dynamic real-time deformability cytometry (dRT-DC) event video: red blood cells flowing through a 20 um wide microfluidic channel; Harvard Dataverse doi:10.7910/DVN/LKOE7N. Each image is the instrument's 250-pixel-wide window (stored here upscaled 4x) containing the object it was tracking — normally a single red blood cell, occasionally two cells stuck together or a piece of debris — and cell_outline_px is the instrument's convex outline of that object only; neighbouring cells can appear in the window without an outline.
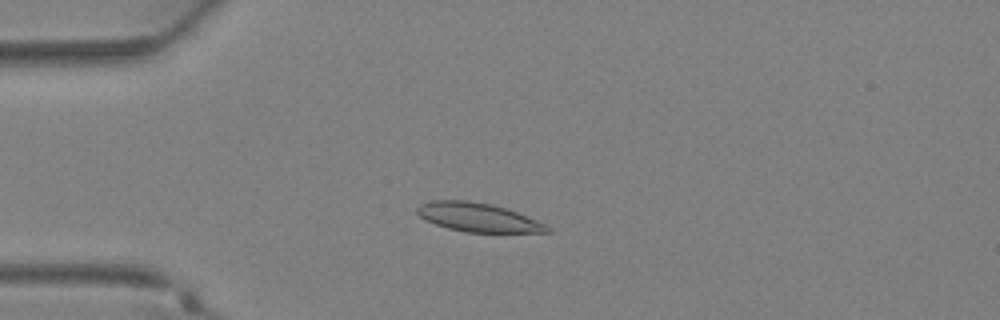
{"species": "Egyptian fruit bat (a non-hibernating species)", "species_latin": "Rousettus aegyptiacus", "temperature_condition": "warm", "stored_images_in_passage": 36, "camera_frame_rate_fps": 3000, "um_per_image_px": 0.085, "animal": {"sex": "female"}, "frame": {"image": 1, "passage_image": 9, "time_ms": 2.667, "image_size_px": [1000, 320], "cell_outline_px": [[552, 232], [464, 232], [448, 228], [424, 220], [416, 212], [416, 208], [420, 204], [428, 200], [468, 200], [492, 204], [516, 212], [536, 220], [552, 228]], "centroid_in_image_um": [40.58, 18.47], "position_along_channel_um": 44.4, "area_um2": 21.79}}
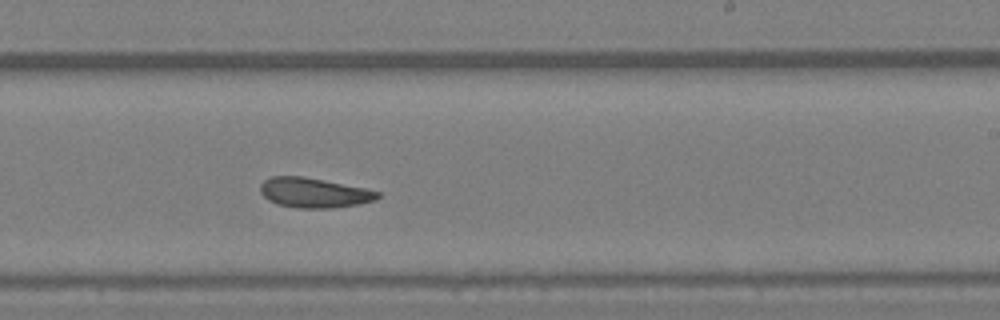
{"frame": {"image": 2, "passage_image": 22, "time_ms": 7.0, "image_size_px": [1000, 320], "cell_outline_px": [[380, 196], [376, 200], [360, 204], [332, 208], [296, 208], [276, 204], [268, 200], [260, 192], [260, 184], [264, 180], [272, 176], [304, 176], [364, 188], [380, 192]], "centroid_in_image_um": [26.67, 16.39], "position_along_channel_um": 262.3, "area_um2": 20.52}}
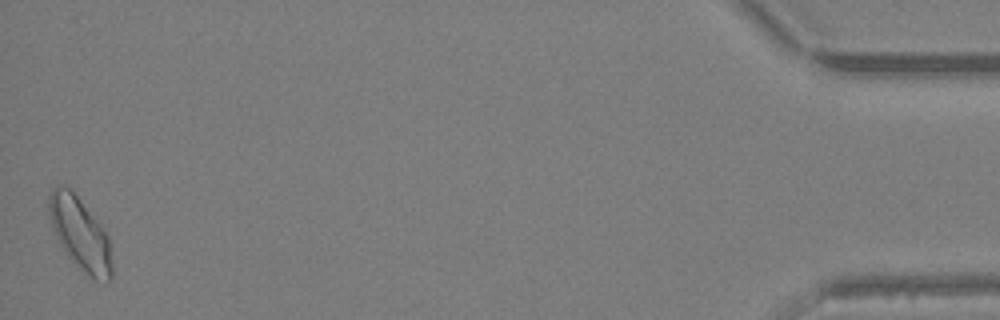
{"frame": {"image": 3, "passage_image": 36, "time_ms": 11.667, "image_size_px": [1000, 320], "cell_outline_px": [[112, 276], [108, 284], [96, 280], [88, 276], [76, 268], [64, 252], [52, 228], [48, 208], [48, 196], [52, 188], [56, 184], [64, 184], [76, 196], [100, 224], [108, 236], [112, 264]], "centroid_in_image_um": [6.79, 19.92], "position_along_channel_um": 428.4, "area_um2": 26.88}}